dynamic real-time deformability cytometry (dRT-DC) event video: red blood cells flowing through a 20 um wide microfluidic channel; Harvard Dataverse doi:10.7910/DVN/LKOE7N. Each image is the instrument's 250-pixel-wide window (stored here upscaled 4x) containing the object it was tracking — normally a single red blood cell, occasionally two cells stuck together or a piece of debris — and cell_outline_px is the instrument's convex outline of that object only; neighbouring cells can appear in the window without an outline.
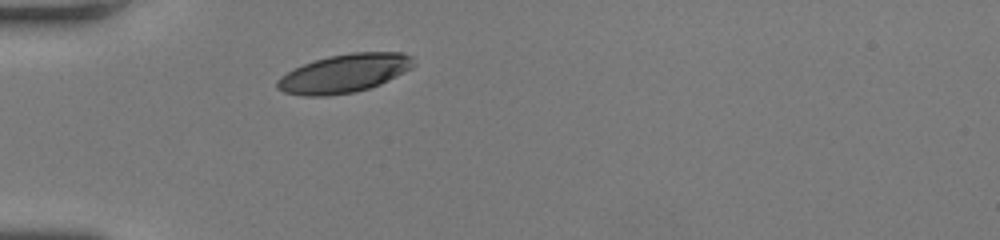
{"species": "human", "species_latin": "Homo sapiens", "temperature_condition": "room temperature", "stored_images_in_passage": 16, "camera_frame_rate_fps": 3000, "um_per_image_px": 0.085, "donor": {"sex": "female"}, "frame": {"image": 1, "passage_image": 1, "time_ms": 0.0, "image_size_px": [1000, 240], "cell_outline_px": [[400, 56], [388, 76], [372, 84], [360, 88], [340, 92], [300, 92], [312, 64], [324, 60], [340, 56]], "centroid_in_image_um": [29.55, 6.22], "position_along_channel_um": 55.5, "area_um2": 18.9}}
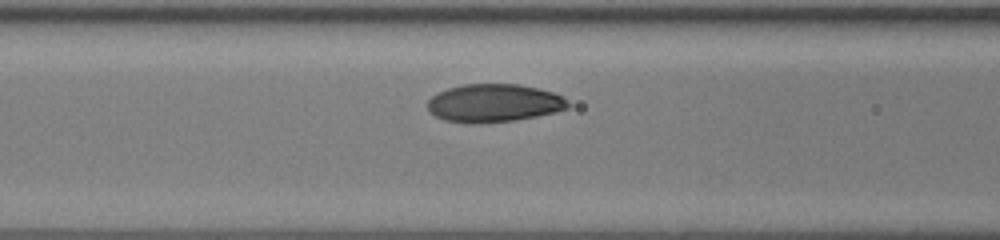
{"frame": {"image": 2, "passage_image": 7, "time_ms": 2.0, "image_size_px": [1000, 240], "cell_outline_px": [[560, 104], [556, 108], [544, 112], [520, 116], [492, 120], [464, 120], [460, 116], [496, 88], [524, 88], [544, 92], [556, 96], [560, 100]], "centroid_in_image_um": [43.45, 8.87], "position_along_channel_um": 123.1, "area_um2": 15.61}}